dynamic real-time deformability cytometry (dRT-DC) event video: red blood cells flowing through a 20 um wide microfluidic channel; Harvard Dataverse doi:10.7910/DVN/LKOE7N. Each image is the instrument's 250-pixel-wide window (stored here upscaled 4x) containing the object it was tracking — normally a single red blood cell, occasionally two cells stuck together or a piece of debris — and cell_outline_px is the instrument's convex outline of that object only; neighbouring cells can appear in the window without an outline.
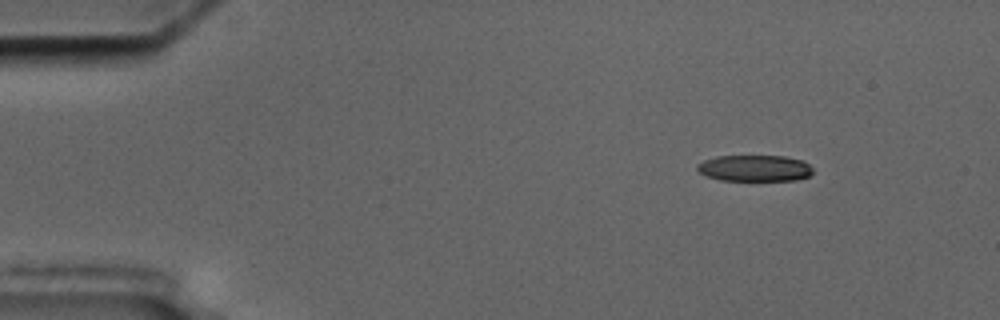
{"species": "common noctule bat (a hibernating species)", "species_latin": "Nyctalus noctula", "temperature_condition": "cold", "stored_images_in_passage": 51, "camera_frame_rate_fps": 3000, "um_per_image_px": 0.085, "animal": {"sex": "male", "body_mass_g": 17.5, "forearm_length_mm": 52.3}, "frame": {"image": 1, "passage_image": 1, "time_ms": 0.0, "image_size_px": [1000, 320], "cell_outline_px": [[812, 172], [808, 176], [796, 180], [720, 180], [708, 176], [700, 172], [696, 168], [696, 164], [704, 160], [716, 156], [784, 156], [800, 160], [808, 164], [812, 168]], "centroid_in_image_um": [64.12, 14.29], "position_along_channel_um": 20.9, "area_um2": 17.57}}
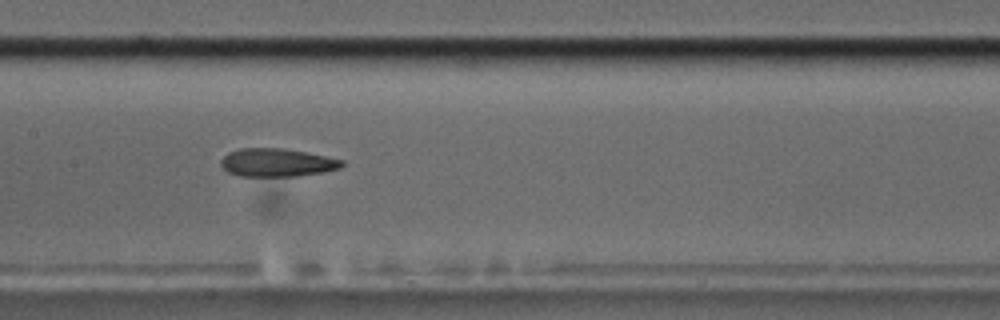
{"frame": {"image": 2, "passage_image": 22, "time_ms": 7.0, "image_size_px": [1000, 320], "cell_outline_px": [[344, 164], [340, 168], [324, 172], [296, 176], [240, 176], [228, 172], [220, 164], [220, 160], [228, 152], [240, 148], [284, 148], [344, 160]], "centroid_in_image_um": [23.53, 13.82], "position_along_channel_um": 183.9, "area_um2": 19.83}}
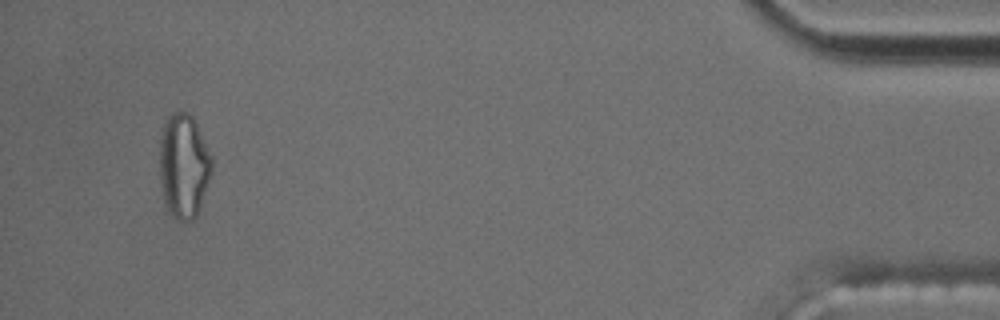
{"frame": {"image": 3, "passage_image": 48, "time_ms": 15.667, "image_size_px": [1000, 320], "cell_outline_px": [[212, 164], [208, 180], [196, 216], [188, 220], [176, 220], [164, 204], [160, 180], [160, 132], [168, 116], [172, 112], [188, 112], [192, 116], [196, 124], [212, 160]], "centroid_in_image_um": [15.57, 14.08], "position_along_channel_um": 419.6, "area_um2": 31.15}, "authors_computed_cell_mechanics": {"area_um2": 20.519, "velocity_mm_per_s": 3.5632, "shape_relaxation_time_tau1_ms": null, "shape_relaxation_time_tau2_ms": 4.3594, "deformation_change_tau1": null, "deformation_change_tau2": 0.1482}}